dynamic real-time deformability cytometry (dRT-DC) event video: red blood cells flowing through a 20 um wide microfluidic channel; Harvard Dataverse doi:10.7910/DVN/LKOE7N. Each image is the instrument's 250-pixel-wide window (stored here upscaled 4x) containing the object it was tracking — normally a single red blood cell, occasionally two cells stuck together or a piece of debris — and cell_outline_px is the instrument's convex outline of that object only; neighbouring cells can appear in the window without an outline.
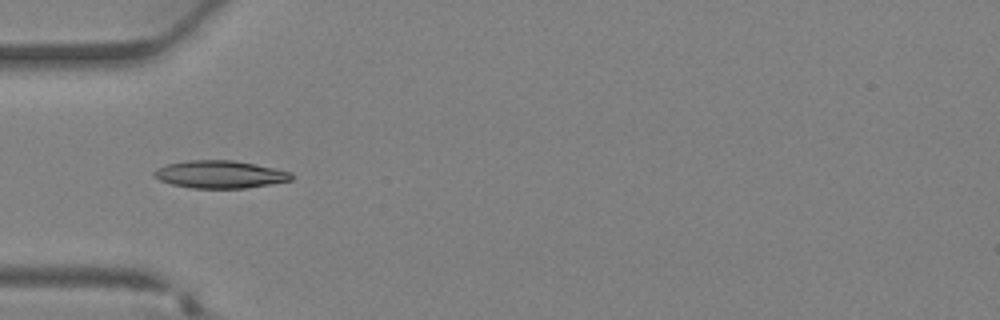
{"species": "Egyptian fruit bat (a non-hibernating species)", "species_latin": "Rousettus aegyptiacus", "temperature_condition": "warm", "stored_images_in_passage": 26, "camera_frame_rate_fps": 3000, "um_per_image_px": 0.085, "animal": {"sex": "female"}, "frame": {"image": 1, "passage_image": 1, "time_ms": 0.0, "image_size_px": [1000, 320], "cell_outline_px": [[292, 180], [244, 188], [192, 188], [172, 184], [160, 180], [152, 172], [156, 168], [168, 164], [188, 160], [232, 160], [256, 164], [292, 172]], "centroid_in_image_um": [18.69, 14.81], "position_along_channel_um": 66.3, "area_um2": 21.91}}
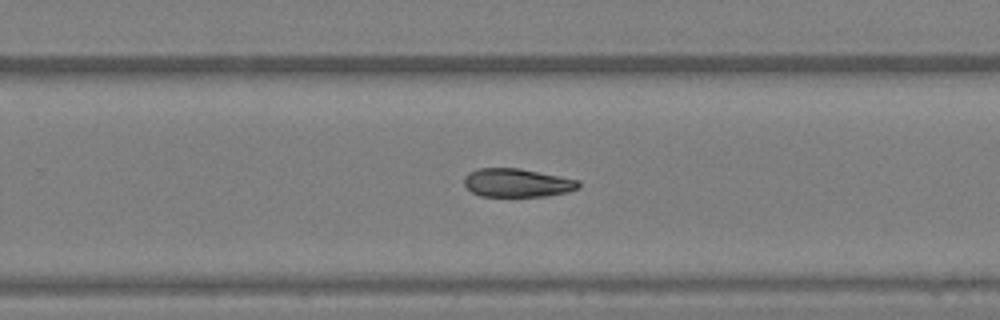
{"frame": {"image": 2, "passage_image": 13, "time_ms": 4.0, "image_size_px": [1000, 320], "cell_outline_px": [[580, 188], [568, 192], [548, 196], [480, 196], [472, 192], [464, 184], [464, 176], [468, 172], [476, 168], [520, 168], [580, 180]], "centroid_in_image_um": [43.97, 15.53], "position_along_channel_um": 285.8, "area_um2": 19.19}}
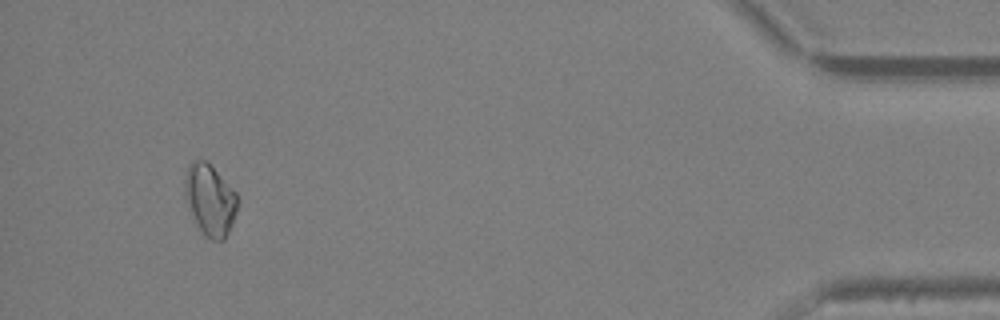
{"frame": {"image": 3, "passage_image": 24, "time_ms": 7.667, "image_size_px": [1000, 320], "cell_outline_px": [[240, 200], [232, 224], [224, 240], [212, 240], [204, 236], [184, 200], [184, 180], [188, 164], [192, 160], [204, 160], [236, 192]], "centroid_in_image_um": [17.84, 17.0], "position_along_channel_um": 417.4, "area_um2": 21.85}}